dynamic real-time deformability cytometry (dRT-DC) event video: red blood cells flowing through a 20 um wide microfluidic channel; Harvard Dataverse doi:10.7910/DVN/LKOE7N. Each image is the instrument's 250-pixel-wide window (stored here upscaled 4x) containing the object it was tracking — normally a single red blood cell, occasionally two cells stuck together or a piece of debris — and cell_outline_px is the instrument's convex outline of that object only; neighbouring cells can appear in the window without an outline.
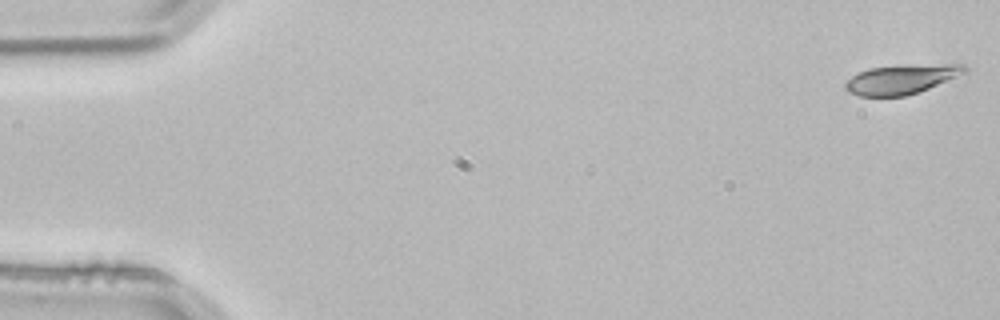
{"species": "common noctule bat (a hibernating species)", "species_latin": "Nyctalus noctula", "temperature_condition": "room temperature", "stored_images_in_passage": 3, "camera_frame_rate_fps": 3000, "um_per_image_px": 0.085, "animal": {"sex": "male", "body_mass_g": 21.5, "forearm_length_mm": 52.0}, "frame": {"image": 1, "passage_image": 1, "time_ms": 0.0, "image_size_px": [1000, 320], "cell_outline_px": [[968, 72], [928, 88], [904, 96], [860, 96], [848, 92], [844, 88], [844, 84], [852, 76], [868, 68], [944, 64], [964, 64], [968, 68]], "centroid_in_image_um": [76.62, 6.74], "position_along_channel_um": 8.4, "area_um2": 20.0}}